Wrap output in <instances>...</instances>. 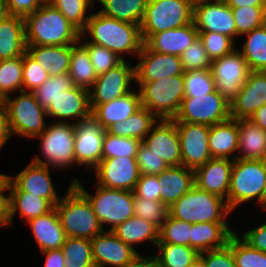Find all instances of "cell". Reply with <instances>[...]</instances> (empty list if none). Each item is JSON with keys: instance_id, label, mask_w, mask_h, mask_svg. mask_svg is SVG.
Masks as SVG:
<instances>
[{"instance_id": "6da1fadb", "label": "cell", "mask_w": 266, "mask_h": 267, "mask_svg": "<svg viewBox=\"0 0 266 267\" xmlns=\"http://www.w3.org/2000/svg\"><path fill=\"white\" fill-rule=\"evenodd\" d=\"M91 39L85 40L84 36ZM80 43H95L113 51L122 60L123 54L138 55L144 45L140 25L119 21L100 12H93L81 32Z\"/></svg>"}, {"instance_id": "7a4b0ae2", "label": "cell", "mask_w": 266, "mask_h": 267, "mask_svg": "<svg viewBox=\"0 0 266 267\" xmlns=\"http://www.w3.org/2000/svg\"><path fill=\"white\" fill-rule=\"evenodd\" d=\"M26 45H73L81 32L51 3L45 2L24 18Z\"/></svg>"}, {"instance_id": "3957f363", "label": "cell", "mask_w": 266, "mask_h": 267, "mask_svg": "<svg viewBox=\"0 0 266 267\" xmlns=\"http://www.w3.org/2000/svg\"><path fill=\"white\" fill-rule=\"evenodd\" d=\"M253 199L266 210V162L236 158L231 170L227 205L233 212L240 204Z\"/></svg>"}, {"instance_id": "277c9868", "label": "cell", "mask_w": 266, "mask_h": 267, "mask_svg": "<svg viewBox=\"0 0 266 267\" xmlns=\"http://www.w3.org/2000/svg\"><path fill=\"white\" fill-rule=\"evenodd\" d=\"M54 207L67 237L93 239L104 231L91 203L73 184Z\"/></svg>"}, {"instance_id": "5b68a950", "label": "cell", "mask_w": 266, "mask_h": 267, "mask_svg": "<svg viewBox=\"0 0 266 267\" xmlns=\"http://www.w3.org/2000/svg\"><path fill=\"white\" fill-rule=\"evenodd\" d=\"M91 203L103 230L105 224L112 231L117 225L134 216V191L106 188L96 185L95 195L85 190L76 177L71 182Z\"/></svg>"}, {"instance_id": "8992f818", "label": "cell", "mask_w": 266, "mask_h": 267, "mask_svg": "<svg viewBox=\"0 0 266 267\" xmlns=\"http://www.w3.org/2000/svg\"><path fill=\"white\" fill-rule=\"evenodd\" d=\"M232 211L221 196L194 187L168 208V214L189 223L227 222Z\"/></svg>"}, {"instance_id": "52a82bcc", "label": "cell", "mask_w": 266, "mask_h": 267, "mask_svg": "<svg viewBox=\"0 0 266 267\" xmlns=\"http://www.w3.org/2000/svg\"><path fill=\"white\" fill-rule=\"evenodd\" d=\"M141 105L159 120L174 119L185 98L183 74L152 82H135Z\"/></svg>"}, {"instance_id": "ba28073f", "label": "cell", "mask_w": 266, "mask_h": 267, "mask_svg": "<svg viewBox=\"0 0 266 267\" xmlns=\"http://www.w3.org/2000/svg\"><path fill=\"white\" fill-rule=\"evenodd\" d=\"M15 98L3 99L9 130L18 137L35 138L47 127L46 110L40 106L32 92H19Z\"/></svg>"}, {"instance_id": "9c48e42d", "label": "cell", "mask_w": 266, "mask_h": 267, "mask_svg": "<svg viewBox=\"0 0 266 267\" xmlns=\"http://www.w3.org/2000/svg\"><path fill=\"white\" fill-rule=\"evenodd\" d=\"M35 138L40 139V151L44 158L35 155L32 162L58 169L77 165L74 157L75 131L72 121L47 125L46 129Z\"/></svg>"}, {"instance_id": "30bf717a", "label": "cell", "mask_w": 266, "mask_h": 267, "mask_svg": "<svg viewBox=\"0 0 266 267\" xmlns=\"http://www.w3.org/2000/svg\"><path fill=\"white\" fill-rule=\"evenodd\" d=\"M194 8L187 0H148L140 25L145 41L150 35L193 22Z\"/></svg>"}, {"instance_id": "8fae6325", "label": "cell", "mask_w": 266, "mask_h": 267, "mask_svg": "<svg viewBox=\"0 0 266 267\" xmlns=\"http://www.w3.org/2000/svg\"><path fill=\"white\" fill-rule=\"evenodd\" d=\"M231 118L229 102L217 91L196 98H184L174 122L206 124L209 126Z\"/></svg>"}, {"instance_id": "7c38bea8", "label": "cell", "mask_w": 266, "mask_h": 267, "mask_svg": "<svg viewBox=\"0 0 266 267\" xmlns=\"http://www.w3.org/2000/svg\"><path fill=\"white\" fill-rule=\"evenodd\" d=\"M211 72L215 89L231 104L246 82L250 70L237 48L231 53L213 60Z\"/></svg>"}, {"instance_id": "4fadbf2b", "label": "cell", "mask_w": 266, "mask_h": 267, "mask_svg": "<svg viewBox=\"0 0 266 267\" xmlns=\"http://www.w3.org/2000/svg\"><path fill=\"white\" fill-rule=\"evenodd\" d=\"M75 131L74 157L77 165L94 169L102 159L106 130L92 115L73 123Z\"/></svg>"}, {"instance_id": "5bb4252c", "label": "cell", "mask_w": 266, "mask_h": 267, "mask_svg": "<svg viewBox=\"0 0 266 267\" xmlns=\"http://www.w3.org/2000/svg\"><path fill=\"white\" fill-rule=\"evenodd\" d=\"M135 81V66L122 60L114 68L97 76L89 90L90 105L111 102L131 92L130 86Z\"/></svg>"}, {"instance_id": "9a60e30c", "label": "cell", "mask_w": 266, "mask_h": 267, "mask_svg": "<svg viewBox=\"0 0 266 267\" xmlns=\"http://www.w3.org/2000/svg\"><path fill=\"white\" fill-rule=\"evenodd\" d=\"M180 139L182 166L195 170L212 159L209 149L210 126L175 122Z\"/></svg>"}, {"instance_id": "2e32d148", "label": "cell", "mask_w": 266, "mask_h": 267, "mask_svg": "<svg viewBox=\"0 0 266 267\" xmlns=\"http://www.w3.org/2000/svg\"><path fill=\"white\" fill-rule=\"evenodd\" d=\"M97 184L106 188L134 191L141 175L136 157L102 158L94 168Z\"/></svg>"}, {"instance_id": "e0dca14e", "label": "cell", "mask_w": 266, "mask_h": 267, "mask_svg": "<svg viewBox=\"0 0 266 267\" xmlns=\"http://www.w3.org/2000/svg\"><path fill=\"white\" fill-rule=\"evenodd\" d=\"M137 57L135 82H152L184 74L180 56L154 52L144 44Z\"/></svg>"}, {"instance_id": "ac0fdd59", "label": "cell", "mask_w": 266, "mask_h": 267, "mask_svg": "<svg viewBox=\"0 0 266 267\" xmlns=\"http://www.w3.org/2000/svg\"><path fill=\"white\" fill-rule=\"evenodd\" d=\"M91 248L95 267H123L141 254L107 229L91 239Z\"/></svg>"}, {"instance_id": "d6986e66", "label": "cell", "mask_w": 266, "mask_h": 267, "mask_svg": "<svg viewBox=\"0 0 266 267\" xmlns=\"http://www.w3.org/2000/svg\"><path fill=\"white\" fill-rule=\"evenodd\" d=\"M151 152L163 159L168 166L182 164L180 139L172 119H160L143 139Z\"/></svg>"}, {"instance_id": "ffe728a7", "label": "cell", "mask_w": 266, "mask_h": 267, "mask_svg": "<svg viewBox=\"0 0 266 267\" xmlns=\"http://www.w3.org/2000/svg\"><path fill=\"white\" fill-rule=\"evenodd\" d=\"M193 21L199 32H217L235 41L237 36L231 7L225 0H216L194 8Z\"/></svg>"}, {"instance_id": "44dd1931", "label": "cell", "mask_w": 266, "mask_h": 267, "mask_svg": "<svg viewBox=\"0 0 266 267\" xmlns=\"http://www.w3.org/2000/svg\"><path fill=\"white\" fill-rule=\"evenodd\" d=\"M266 104V72L250 71L246 82L230 104L232 119H250Z\"/></svg>"}, {"instance_id": "7402d4cb", "label": "cell", "mask_w": 266, "mask_h": 267, "mask_svg": "<svg viewBox=\"0 0 266 267\" xmlns=\"http://www.w3.org/2000/svg\"><path fill=\"white\" fill-rule=\"evenodd\" d=\"M50 168L30 162L15 176L6 175L21 191L38 195L47 199L53 206L60 201V196L55 191L52 183Z\"/></svg>"}, {"instance_id": "603a6c76", "label": "cell", "mask_w": 266, "mask_h": 267, "mask_svg": "<svg viewBox=\"0 0 266 267\" xmlns=\"http://www.w3.org/2000/svg\"><path fill=\"white\" fill-rule=\"evenodd\" d=\"M233 159L212 158L194 170L195 186L225 200L230 188Z\"/></svg>"}, {"instance_id": "cb8c5ba5", "label": "cell", "mask_w": 266, "mask_h": 267, "mask_svg": "<svg viewBox=\"0 0 266 267\" xmlns=\"http://www.w3.org/2000/svg\"><path fill=\"white\" fill-rule=\"evenodd\" d=\"M46 112L48 116L60 119L57 123H68L70 118H76V122L80 121L91 114L89 90L74 86L62 92L51 102Z\"/></svg>"}, {"instance_id": "d4e9b609", "label": "cell", "mask_w": 266, "mask_h": 267, "mask_svg": "<svg viewBox=\"0 0 266 267\" xmlns=\"http://www.w3.org/2000/svg\"><path fill=\"white\" fill-rule=\"evenodd\" d=\"M199 37L194 21L186 26L154 33L144 44L154 52L180 56Z\"/></svg>"}, {"instance_id": "484cf974", "label": "cell", "mask_w": 266, "mask_h": 267, "mask_svg": "<svg viewBox=\"0 0 266 267\" xmlns=\"http://www.w3.org/2000/svg\"><path fill=\"white\" fill-rule=\"evenodd\" d=\"M160 188V201L167 207H171L184 194L195 185L194 170L185 166H169L157 174Z\"/></svg>"}, {"instance_id": "4316f807", "label": "cell", "mask_w": 266, "mask_h": 267, "mask_svg": "<svg viewBox=\"0 0 266 267\" xmlns=\"http://www.w3.org/2000/svg\"><path fill=\"white\" fill-rule=\"evenodd\" d=\"M9 221L12 225L13 217L19 213L20 217L26 222L38 216L47 214L54 206L47 200L38 195L21 191L7 176Z\"/></svg>"}, {"instance_id": "83f0119b", "label": "cell", "mask_w": 266, "mask_h": 267, "mask_svg": "<svg viewBox=\"0 0 266 267\" xmlns=\"http://www.w3.org/2000/svg\"><path fill=\"white\" fill-rule=\"evenodd\" d=\"M91 114L106 130L116 122L125 121L142 108L139 91H131L128 94L112 100L108 103L90 105Z\"/></svg>"}, {"instance_id": "f1b7e54d", "label": "cell", "mask_w": 266, "mask_h": 267, "mask_svg": "<svg viewBox=\"0 0 266 267\" xmlns=\"http://www.w3.org/2000/svg\"><path fill=\"white\" fill-rule=\"evenodd\" d=\"M227 222H201L192 224L190 247L198 253L220 249L228 244L235 231Z\"/></svg>"}, {"instance_id": "f546056e", "label": "cell", "mask_w": 266, "mask_h": 267, "mask_svg": "<svg viewBox=\"0 0 266 267\" xmlns=\"http://www.w3.org/2000/svg\"><path fill=\"white\" fill-rule=\"evenodd\" d=\"M41 252L61 249L67 236L61 226L55 207L47 214L27 222Z\"/></svg>"}, {"instance_id": "4dcf8cb0", "label": "cell", "mask_w": 266, "mask_h": 267, "mask_svg": "<svg viewBox=\"0 0 266 267\" xmlns=\"http://www.w3.org/2000/svg\"><path fill=\"white\" fill-rule=\"evenodd\" d=\"M25 52L24 18L5 14L0 19V60L13 59Z\"/></svg>"}, {"instance_id": "1f68e13d", "label": "cell", "mask_w": 266, "mask_h": 267, "mask_svg": "<svg viewBox=\"0 0 266 267\" xmlns=\"http://www.w3.org/2000/svg\"><path fill=\"white\" fill-rule=\"evenodd\" d=\"M238 151L240 155L234 160H265L266 159V132L250 119L238 120Z\"/></svg>"}, {"instance_id": "d6a6232c", "label": "cell", "mask_w": 266, "mask_h": 267, "mask_svg": "<svg viewBox=\"0 0 266 267\" xmlns=\"http://www.w3.org/2000/svg\"><path fill=\"white\" fill-rule=\"evenodd\" d=\"M26 52L50 76L67 73L71 61V45H26Z\"/></svg>"}, {"instance_id": "836d02e7", "label": "cell", "mask_w": 266, "mask_h": 267, "mask_svg": "<svg viewBox=\"0 0 266 267\" xmlns=\"http://www.w3.org/2000/svg\"><path fill=\"white\" fill-rule=\"evenodd\" d=\"M238 120L228 119L210 126L209 149L212 158L233 159L230 154L238 151Z\"/></svg>"}, {"instance_id": "e575fe53", "label": "cell", "mask_w": 266, "mask_h": 267, "mask_svg": "<svg viewBox=\"0 0 266 267\" xmlns=\"http://www.w3.org/2000/svg\"><path fill=\"white\" fill-rule=\"evenodd\" d=\"M112 232L133 249L135 244L149 241L155 246L159 242V228L144 220L143 218L132 216L125 222L117 225Z\"/></svg>"}, {"instance_id": "d590c367", "label": "cell", "mask_w": 266, "mask_h": 267, "mask_svg": "<svg viewBox=\"0 0 266 267\" xmlns=\"http://www.w3.org/2000/svg\"><path fill=\"white\" fill-rule=\"evenodd\" d=\"M158 120L153 113L142 107L125 121L112 124L106 131L116 136L131 137L143 141Z\"/></svg>"}, {"instance_id": "8d00e7d4", "label": "cell", "mask_w": 266, "mask_h": 267, "mask_svg": "<svg viewBox=\"0 0 266 267\" xmlns=\"http://www.w3.org/2000/svg\"><path fill=\"white\" fill-rule=\"evenodd\" d=\"M102 4L101 14L136 25H141L148 0H95Z\"/></svg>"}, {"instance_id": "74e56055", "label": "cell", "mask_w": 266, "mask_h": 267, "mask_svg": "<svg viewBox=\"0 0 266 267\" xmlns=\"http://www.w3.org/2000/svg\"><path fill=\"white\" fill-rule=\"evenodd\" d=\"M68 74L74 86L90 90L97 75L94 71L87 49L80 43L71 45V61Z\"/></svg>"}, {"instance_id": "f35d334b", "label": "cell", "mask_w": 266, "mask_h": 267, "mask_svg": "<svg viewBox=\"0 0 266 267\" xmlns=\"http://www.w3.org/2000/svg\"><path fill=\"white\" fill-rule=\"evenodd\" d=\"M244 35L247 38L239 51L249 70L266 72V23Z\"/></svg>"}, {"instance_id": "ab89813d", "label": "cell", "mask_w": 266, "mask_h": 267, "mask_svg": "<svg viewBox=\"0 0 266 267\" xmlns=\"http://www.w3.org/2000/svg\"><path fill=\"white\" fill-rule=\"evenodd\" d=\"M158 254L154 255L158 267H191L199 253L190 246L157 243Z\"/></svg>"}, {"instance_id": "60d3db41", "label": "cell", "mask_w": 266, "mask_h": 267, "mask_svg": "<svg viewBox=\"0 0 266 267\" xmlns=\"http://www.w3.org/2000/svg\"><path fill=\"white\" fill-rule=\"evenodd\" d=\"M61 250L65 267H95L91 239L67 237Z\"/></svg>"}, {"instance_id": "b9f144b4", "label": "cell", "mask_w": 266, "mask_h": 267, "mask_svg": "<svg viewBox=\"0 0 266 267\" xmlns=\"http://www.w3.org/2000/svg\"><path fill=\"white\" fill-rule=\"evenodd\" d=\"M23 91V55L0 60V96L2 99Z\"/></svg>"}, {"instance_id": "7bdbcfd3", "label": "cell", "mask_w": 266, "mask_h": 267, "mask_svg": "<svg viewBox=\"0 0 266 267\" xmlns=\"http://www.w3.org/2000/svg\"><path fill=\"white\" fill-rule=\"evenodd\" d=\"M74 87L72 78L67 73L59 75L49 76V78L38 88H36L32 94L37 102L47 110L51 102H53L62 92L67 91Z\"/></svg>"}, {"instance_id": "ee69618b", "label": "cell", "mask_w": 266, "mask_h": 267, "mask_svg": "<svg viewBox=\"0 0 266 267\" xmlns=\"http://www.w3.org/2000/svg\"><path fill=\"white\" fill-rule=\"evenodd\" d=\"M66 19L73 24L80 32L86 27L90 15H87V9L92 10L95 0H49Z\"/></svg>"}, {"instance_id": "f6af8a7d", "label": "cell", "mask_w": 266, "mask_h": 267, "mask_svg": "<svg viewBox=\"0 0 266 267\" xmlns=\"http://www.w3.org/2000/svg\"><path fill=\"white\" fill-rule=\"evenodd\" d=\"M237 36L251 32L266 23V6L231 7Z\"/></svg>"}, {"instance_id": "bcb514c9", "label": "cell", "mask_w": 266, "mask_h": 267, "mask_svg": "<svg viewBox=\"0 0 266 267\" xmlns=\"http://www.w3.org/2000/svg\"><path fill=\"white\" fill-rule=\"evenodd\" d=\"M192 223L171 217L165 218L159 229V242L165 244L190 246Z\"/></svg>"}, {"instance_id": "7dc6e473", "label": "cell", "mask_w": 266, "mask_h": 267, "mask_svg": "<svg viewBox=\"0 0 266 267\" xmlns=\"http://www.w3.org/2000/svg\"><path fill=\"white\" fill-rule=\"evenodd\" d=\"M185 98H196L214 92L215 83L211 70H194L184 72Z\"/></svg>"}, {"instance_id": "c3c4849f", "label": "cell", "mask_w": 266, "mask_h": 267, "mask_svg": "<svg viewBox=\"0 0 266 267\" xmlns=\"http://www.w3.org/2000/svg\"><path fill=\"white\" fill-rule=\"evenodd\" d=\"M141 142L136 138L120 137L106 131L103 140L102 158L136 157Z\"/></svg>"}, {"instance_id": "681fc988", "label": "cell", "mask_w": 266, "mask_h": 267, "mask_svg": "<svg viewBox=\"0 0 266 267\" xmlns=\"http://www.w3.org/2000/svg\"><path fill=\"white\" fill-rule=\"evenodd\" d=\"M232 254L236 267H266V253L250 247L236 232L232 235Z\"/></svg>"}, {"instance_id": "f907efd6", "label": "cell", "mask_w": 266, "mask_h": 267, "mask_svg": "<svg viewBox=\"0 0 266 267\" xmlns=\"http://www.w3.org/2000/svg\"><path fill=\"white\" fill-rule=\"evenodd\" d=\"M184 72L194 70H211L212 60L209 58L201 39L198 37L180 55Z\"/></svg>"}, {"instance_id": "816d5d0a", "label": "cell", "mask_w": 266, "mask_h": 267, "mask_svg": "<svg viewBox=\"0 0 266 267\" xmlns=\"http://www.w3.org/2000/svg\"><path fill=\"white\" fill-rule=\"evenodd\" d=\"M134 216L156 225L159 229L168 215V208L160 200H148L134 196Z\"/></svg>"}, {"instance_id": "f5cc1de1", "label": "cell", "mask_w": 266, "mask_h": 267, "mask_svg": "<svg viewBox=\"0 0 266 267\" xmlns=\"http://www.w3.org/2000/svg\"><path fill=\"white\" fill-rule=\"evenodd\" d=\"M88 51L90 61L97 76L118 65L122 59L113 51L95 43H81Z\"/></svg>"}, {"instance_id": "db71d44e", "label": "cell", "mask_w": 266, "mask_h": 267, "mask_svg": "<svg viewBox=\"0 0 266 267\" xmlns=\"http://www.w3.org/2000/svg\"><path fill=\"white\" fill-rule=\"evenodd\" d=\"M199 38L203 46L213 61L231 53L236 47L235 41L229 36L217 32H199Z\"/></svg>"}, {"instance_id": "11a10c76", "label": "cell", "mask_w": 266, "mask_h": 267, "mask_svg": "<svg viewBox=\"0 0 266 267\" xmlns=\"http://www.w3.org/2000/svg\"><path fill=\"white\" fill-rule=\"evenodd\" d=\"M49 76V73L43 70L27 52L23 54L24 92H33L36 88L40 87Z\"/></svg>"}, {"instance_id": "9f6ffc18", "label": "cell", "mask_w": 266, "mask_h": 267, "mask_svg": "<svg viewBox=\"0 0 266 267\" xmlns=\"http://www.w3.org/2000/svg\"><path fill=\"white\" fill-rule=\"evenodd\" d=\"M136 161L141 174L157 175L169 167L163 159L151 152L142 142L138 147Z\"/></svg>"}, {"instance_id": "6f0895ef", "label": "cell", "mask_w": 266, "mask_h": 267, "mask_svg": "<svg viewBox=\"0 0 266 267\" xmlns=\"http://www.w3.org/2000/svg\"><path fill=\"white\" fill-rule=\"evenodd\" d=\"M199 257L206 267H236L232 254V236L225 247L201 252Z\"/></svg>"}, {"instance_id": "680465c9", "label": "cell", "mask_w": 266, "mask_h": 267, "mask_svg": "<svg viewBox=\"0 0 266 267\" xmlns=\"http://www.w3.org/2000/svg\"><path fill=\"white\" fill-rule=\"evenodd\" d=\"M135 197L160 200V188L157 175L141 174L134 189Z\"/></svg>"}, {"instance_id": "91938a15", "label": "cell", "mask_w": 266, "mask_h": 267, "mask_svg": "<svg viewBox=\"0 0 266 267\" xmlns=\"http://www.w3.org/2000/svg\"><path fill=\"white\" fill-rule=\"evenodd\" d=\"M45 2V0H4V6L6 14L25 18Z\"/></svg>"}, {"instance_id": "94428289", "label": "cell", "mask_w": 266, "mask_h": 267, "mask_svg": "<svg viewBox=\"0 0 266 267\" xmlns=\"http://www.w3.org/2000/svg\"><path fill=\"white\" fill-rule=\"evenodd\" d=\"M240 238L250 247L266 253V222L245 231Z\"/></svg>"}, {"instance_id": "6125c7cd", "label": "cell", "mask_w": 266, "mask_h": 267, "mask_svg": "<svg viewBox=\"0 0 266 267\" xmlns=\"http://www.w3.org/2000/svg\"><path fill=\"white\" fill-rule=\"evenodd\" d=\"M5 191H8L6 177L0 182V227L11 226L9 221L8 196L3 194Z\"/></svg>"}, {"instance_id": "be15d7a7", "label": "cell", "mask_w": 266, "mask_h": 267, "mask_svg": "<svg viewBox=\"0 0 266 267\" xmlns=\"http://www.w3.org/2000/svg\"><path fill=\"white\" fill-rule=\"evenodd\" d=\"M42 253L46 255L44 267H65L61 249L46 250Z\"/></svg>"}, {"instance_id": "e7e4bbea", "label": "cell", "mask_w": 266, "mask_h": 267, "mask_svg": "<svg viewBox=\"0 0 266 267\" xmlns=\"http://www.w3.org/2000/svg\"><path fill=\"white\" fill-rule=\"evenodd\" d=\"M11 133L9 130L8 119L4 106H0V151L6 142L10 139Z\"/></svg>"}, {"instance_id": "03108f58", "label": "cell", "mask_w": 266, "mask_h": 267, "mask_svg": "<svg viewBox=\"0 0 266 267\" xmlns=\"http://www.w3.org/2000/svg\"><path fill=\"white\" fill-rule=\"evenodd\" d=\"M123 267H158L155 256L144 257L139 254L131 263Z\"/></svg>"}, {"instance_id": "003e7915", "label": "cell", "mask_w": 266, "mask_h": 267, "mask_svg": "<svg viewBox=\"0 0 266 267\" xmlns=\"http://www.w3.org/2000/svg\"><path fill=\"white\" fill-rule=\"evenodd\" d=\"M250 120L266 132V104L256 110Z\"/></svg>"}, {"instance_id": "a7ac6f4b", "label": "cell", "mask_w": 266, "mask_h": 267, "mask_svg": "<svg viewBox=\"0 0 266 267\" xmlns=\"http://www.w3.org/2000/svg\"><path fill=\"white\" fill-rule=\"evenodd\" d=\"M230 7L266 6V0H225Z\"/></svg>"}, {"instance_id": "89a4df30", "label": "cell", "mask_w": 266, "mask_h": 267, "mask_svg": "<svg viewBox=\"0 0 266 267\" xmlns=\"http://www.w3.org/2000/svg\"><path fill=\"white\" fill-rule=\"evenodd\" d=\"M190 5L195 8L196 6L198 5H201V4H205V3H210V2H213V1H216V0H187Z\"/></svg>"}, {"instance_id": "2644e50d", "label": "cell", "mask_w": 266, "mask_h": 267, "mask_svg": "<svg viewBox=\"0 0 266 267\" xmlns=\"http://www.w3.org/2000/svg\"><path fill=\"white\" fill-rule=\"evenodd\" d=\"M191 267H206L204 261L198 256Z\"/></svg>"}, {"instance_id": "8c879c8a", "label": "cell", "mask_w": 266, "mask_h": 267, "mask_svg": "<svg viewBox=\"0 0 266 267\" xmlns=\"http://www.w3.org/2000/svg\"><path fill=\"white\" fill-rule=\"evenodd\" d=\"M6 14L4 0H0V19Z\"/></svg>"}, {"instance_id": "753ad0ef", "label": "cell", "mask_w": 266, "mask_h": 267, "mask_svg": "<svg viewBox=\"0 0 266 267\" xmlns=\"http://www.w3.org/2000/svg\"><path fill=\"white\" fill-rule=\"evenodd\" d=\"M6 177V174H1L0 173V182Z\"/></svg>"}, {"instance_id": "34e18365", "label": "cell", "mask_w": 266, "mask_h": 267, "mask_svg": "<svg viewBox=\"0 0 266 267\" xmlns=\"http://www.w3.org/2000/svg\"><path fill=\"white\" fill-rule=\"evenodd\" d=\"M2 105H3V99L0 96V106H2Z\"/></svg>"}]
</instances>
